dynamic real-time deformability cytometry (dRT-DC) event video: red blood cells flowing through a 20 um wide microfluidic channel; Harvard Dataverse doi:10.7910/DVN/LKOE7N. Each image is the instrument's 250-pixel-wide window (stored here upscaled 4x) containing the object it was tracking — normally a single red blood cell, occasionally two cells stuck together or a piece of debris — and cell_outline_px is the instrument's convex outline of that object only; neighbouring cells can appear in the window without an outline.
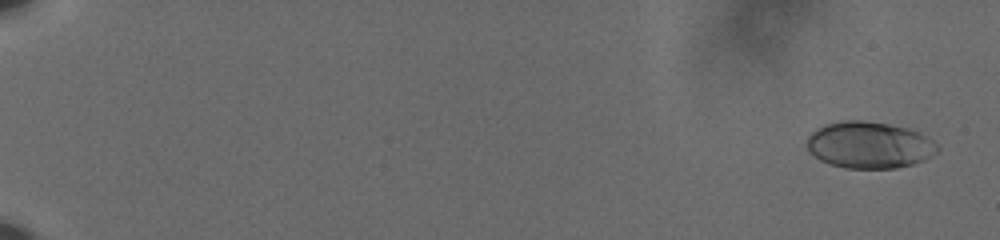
{"species": "human", "species_latin": "Homo sapiens", "temperature_condition": "cold", "stored_images_in_passage": 61, "camera_frame_rate_fps": 3000, "um_per_image_px": 0.085, "donor": {"sex": "male"}, "frame": {"image": 1, "passage_image": 3, "time_ms": 0.667, "image_size_px": [1000, 240], "cell_outline_px": [[940, 148], [936, 152], [924, 160], [912, 164], [896, 168], [844, 168], [828, 164], [820, 160], [808, 152], [808, 136], [816, 128], [824, 124], [840, 120], [864, 120], [888, 124], [908, 128], [924, 136], [936, 144]], "centroid_in_image_um": [73.84, 12.32], "position_along_channel_um": 11.2, "area_um2": 35.49}}
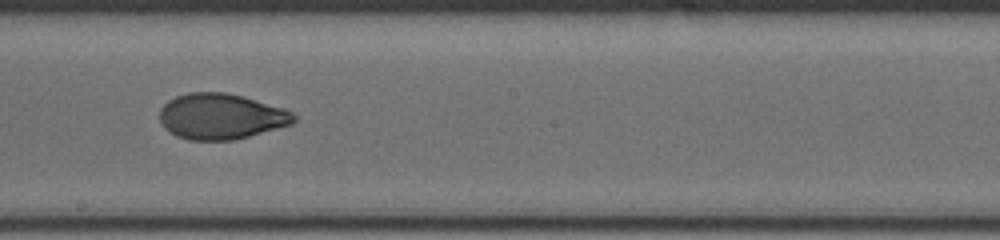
{"frame": {"image": 2, "passage_image": 38, "time_ms": 12.333, "image_size_px": [1000, 240], "cell_outline_px": [[296, 120], [292, 124], [248, 136], [232, 140], [188, 140], [176, 136], [168, 132], [164, 128], [160, 120], [160, 108], [168, 100], [176, 96], [188, 92], [228, 92], [244, 96], [284, 108], [292, 112], [296, 116]], "centroid_in_image_um": [18.77, 9.88], "position_along_channel_um": 229.4, "area_um2": 35.95}}
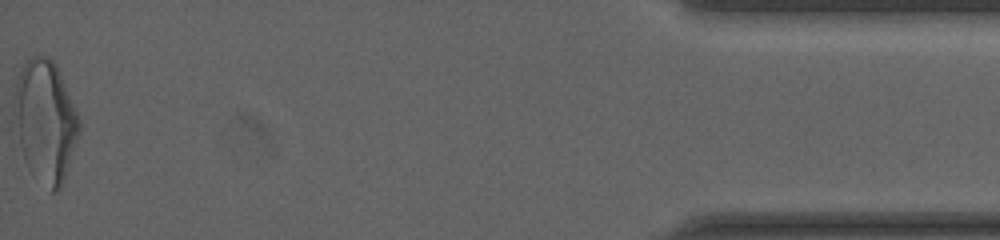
{"frame": {"image": 3, "passage_image": 61, "time_ms": 20.0, "image_size_px": [1000, 240], "cell_outline_px": [[80, 132], [64, 180], [60, 188], [56, 192], [52, 192], [28, 168], [24, 160], [12, 116], [12, 100], [16, 80], [24, 60], [32, 56], [44, 56], [52, 60], [56, 64], [60, 72], [80, 120]], "centroid_in_image_um": [3.82, 10.25], "position_along_channel_um": 431.4, "area_um2": 46.47}, "authors_computed_cell_mechanics": {"area_um2": 35.4892, "velocity_mm_per_s": 3.6368, "shape_relaxation_time_tau1_ms": 3.9379, "shape_relaxation_time_tau2_ms": 1.4451, "deformation_change_tau1": 0.145, "deformation_change_tau2": 0.0515}}